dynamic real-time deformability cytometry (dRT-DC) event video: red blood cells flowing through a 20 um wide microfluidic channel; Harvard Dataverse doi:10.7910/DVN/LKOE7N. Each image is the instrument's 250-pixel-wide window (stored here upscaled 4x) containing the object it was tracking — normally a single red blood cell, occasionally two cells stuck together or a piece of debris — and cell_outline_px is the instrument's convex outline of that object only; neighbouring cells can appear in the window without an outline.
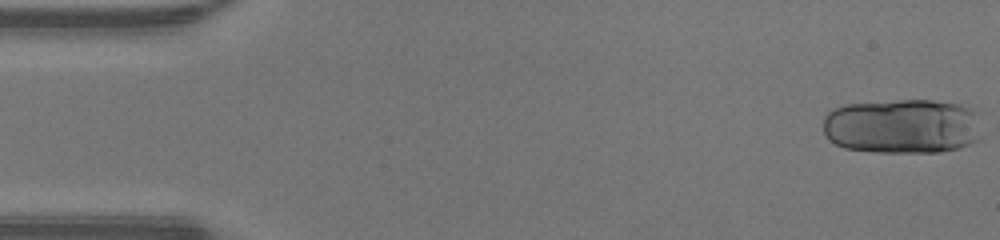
{"species": "human", "species_latin": "Homo sapiens", "temperature_condition": "warm", "stored_images_in_passage": 16, "camera_frame_rate_fps": 3000, "um_per_image_px": 0.085, "donor": {"sex": "male"}, "frame": {"image": 1, "passage_image": 1, "time_ms": 0.0, "image_size_px": [1000, 240], "cell_outline_px": [[980, 140], [956, 148], [940, 152], [876, 152], [844, 148], [828, 140], [824, 132], [824, 116], [832, 108], [848, 104], [900, 100], [932, 100], [960, 104], [972, 108]], "centroid_in_image_um": [76.64, 10.73], "position_along_channel_um": 8.4, "area_um2": 50.69}}
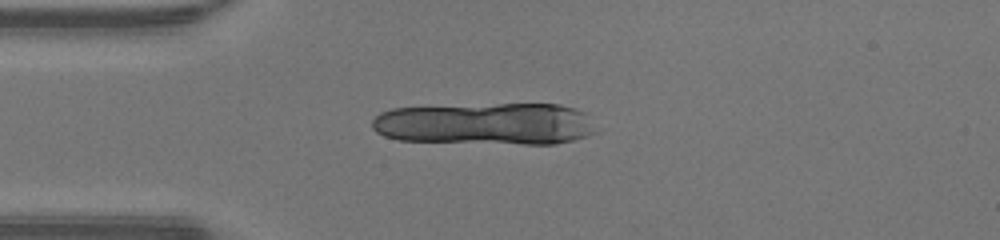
{"frame": {"image": 2, "passage_image": 12, "time_ms": 3.667, "image_size_px": [1000, 240], "cell_outline_px": [[596, 132], [572, 140], [556, 144], [524, 144], [400, 140], [384, 136], [376, 132], [372, 128], [372, 120], [380, 112], [392, 108], [500, 104], [560, 104], [576, 108], [584, 112]], "centroid_in_image_um": [41.26, 10.52], "position_along_channel_um": 43.7, "area_um2": 54.74}}